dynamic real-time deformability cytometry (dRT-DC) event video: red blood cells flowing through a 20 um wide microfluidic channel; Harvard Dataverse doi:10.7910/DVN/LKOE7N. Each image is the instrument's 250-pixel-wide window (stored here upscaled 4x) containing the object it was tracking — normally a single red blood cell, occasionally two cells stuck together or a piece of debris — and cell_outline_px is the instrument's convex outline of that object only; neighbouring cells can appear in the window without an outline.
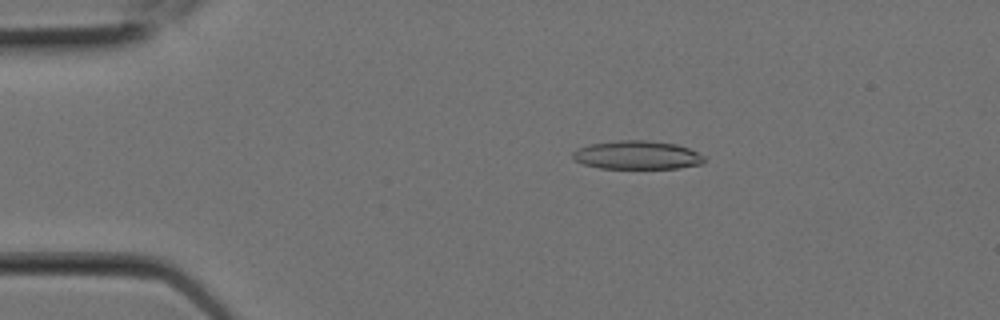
{"species": "Egyptian fruit bat (a non-hibernating species)", "species_latin": "Rousettus aegyptiacus", "temperature_condition": "room temperature", "stored_images_in_passage": 5, "camera_frame_rate_fps": 3000, "um_per_image_px": 0.085, "animal": {"sex": "female"}, "frame": {"image": 1, "passage_image": 3, "time_ms": 0.667, "image_size_px": [1000, 320], "cell_outline_px": [[704, 164], [680, 168], [600, 168], [584, 164], [576, 160], [572, 156], [572, 152], [576, 148], [592, 144], [616, 140], [648, 140], [676, 144], [688, 148], [704, 156]], "centroid_in_image_um": [54.16, 13.18], "position_along_channel_um": 30.8, "area_um2": 21.85}}